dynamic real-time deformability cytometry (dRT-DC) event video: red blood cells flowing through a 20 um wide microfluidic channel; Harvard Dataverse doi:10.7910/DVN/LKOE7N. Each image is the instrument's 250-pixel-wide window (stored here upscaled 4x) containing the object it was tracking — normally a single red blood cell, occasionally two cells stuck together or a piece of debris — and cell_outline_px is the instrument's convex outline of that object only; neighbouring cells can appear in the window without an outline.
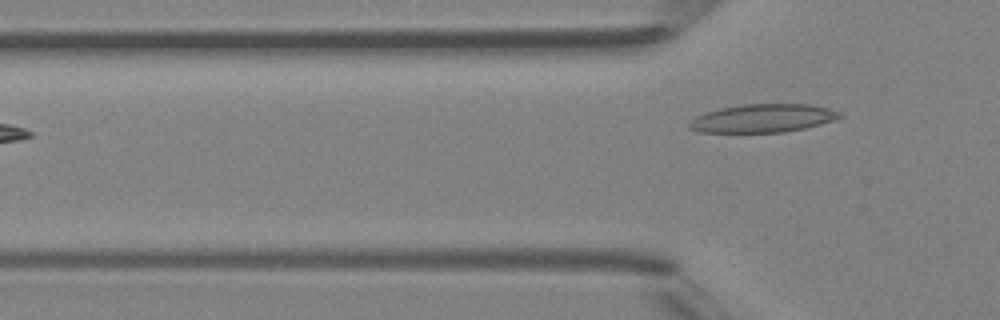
{"species": "Egyptian fruit bat (a non-hibernating species)", "species_latin": "Rousettus aegyptiacus", "temperature_condition": "room temperature", "stored_images_in_passage": 4, "camera_frame_rate_fps": 3000, "um_per_image_px": 0.085, "animal": {"sex": "female"}, "frame": {"image": 1, "passage_image": 4, "time_ms": 3.333, "image_size_px": [1000, 320], "cell_outline_px": [[844, 116], [820, 124], [804, 128], [784, 132], [700, 132], [688, 128], [688, 124], [696, 116], [704, 112], [720, 108], [744, 104], [808, 104], [828, 108], [844, 112]], "centroid_in_image_um": [64.85, 10.04], "position_along_channel_um": 60.9, "area_um2": 24.8}}